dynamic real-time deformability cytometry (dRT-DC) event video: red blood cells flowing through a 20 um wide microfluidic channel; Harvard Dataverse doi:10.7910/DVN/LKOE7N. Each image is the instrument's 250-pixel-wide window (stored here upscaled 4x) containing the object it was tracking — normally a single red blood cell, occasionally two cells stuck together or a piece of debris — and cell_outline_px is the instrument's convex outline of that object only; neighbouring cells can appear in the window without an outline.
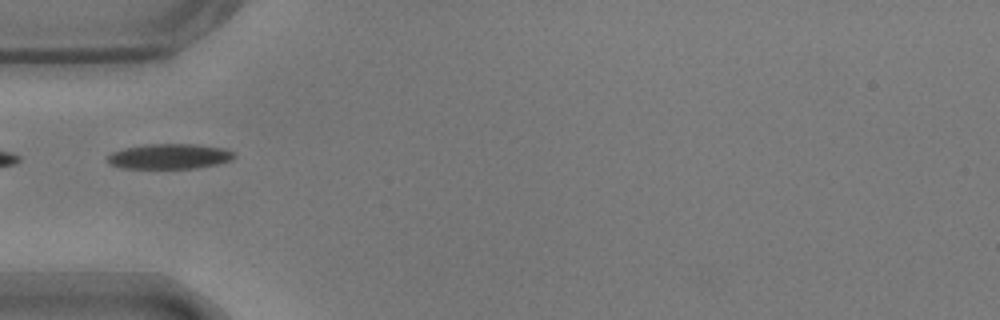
{"species": "common noctule bat (a hibernating species)", "species_latin": "Nyctalus noctula", "temperature_condition": "warm", "stored_images_in_passage": 3, "camera_frame_rate_fps": 3000, "um_per_image_px": 0.085, "animal": {"sex": "male", "body_mass_g": 17.9}, "frame": {"image": 1, "passage_image": 1, "time_ms": 0.0, "image_size_px": [1000, 320], "cell_outline_px": [[236, 156], [232, 160], [216, 164], [196, 168], [120, 168], [112, 164], [108, 160], [108, 156], [112, 152], [124, 148], [148, 144], [196, 144], [224, 148], [236, 152]], "centroid_in_image_um": [14.46, 13.28], "position_along_channel_um": 70.5, "area_um2": 18.55}}